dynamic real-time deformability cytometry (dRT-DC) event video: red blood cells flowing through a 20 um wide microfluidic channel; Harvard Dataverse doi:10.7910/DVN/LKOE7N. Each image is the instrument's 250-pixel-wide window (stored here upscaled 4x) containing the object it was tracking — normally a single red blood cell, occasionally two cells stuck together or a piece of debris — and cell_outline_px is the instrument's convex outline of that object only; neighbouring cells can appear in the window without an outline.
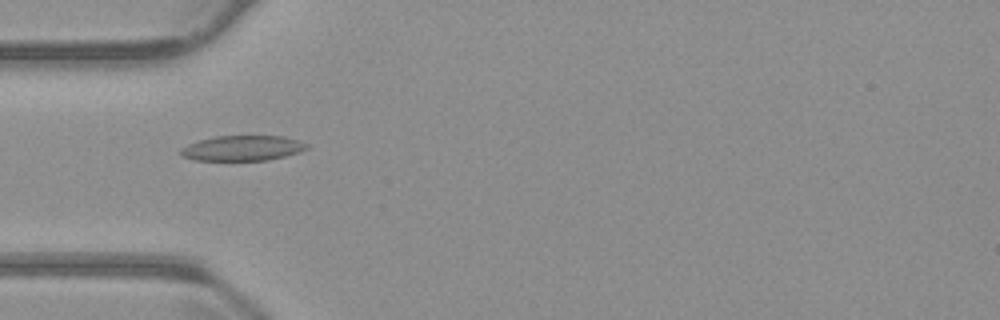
{"species": "common noctule bat (a hibernating species)", "species_latin": "Nyctalus noctula", "temperature_condition": "warm", "stored_images_in_passage": 54, "camera_frame_rate_fps": 3000, "um_per_image_px": 0.085, "animal": {"sex": "male", "body_mass_g": 23.1, "forearm_length_mm": 52.7}, "frame": {"image": 1, "passage_image": 17, "time_ms": 5.333, "image_size_px": [1000, 320], "cell_outline_px": [[308, 148], [300, 152], [268, 160], [196, 160], [184, 156], [180, 152], [180, 148], [188, 144], [200, 140], [216, 136], [284, 136], [308, 144]], "centroid_in_image_um": [20.62, 12.59], "position_along_channel_um": 64.4, "area_um2": 18.32}}
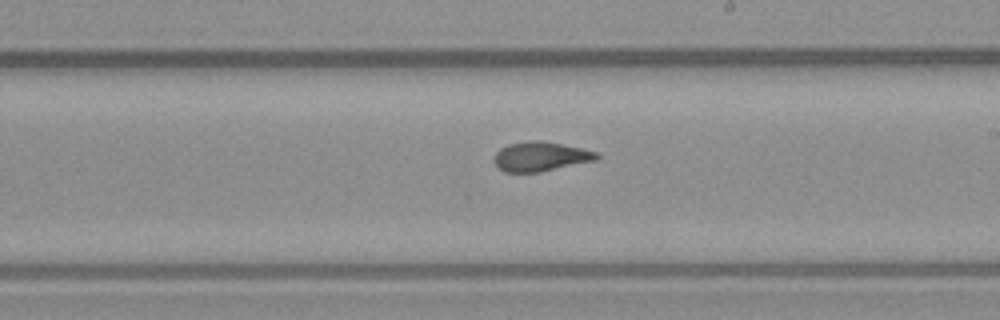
{"frame": {"image": 2, "passage_image": 31, "time_ms": 10.0, "image_size_px": [1000, 320], "cell_outline_px": [[600, 156], [596, 160], [540, 172], [504, 172], [492, 160], [496, 152], [500, 148], [508, 144], [532, 140], [540, 140], [600, 152]], "centroid_in_image_um": [45.94, 13.3], "position_along_channel_um": 243.1, "area_um2": 17.57}}
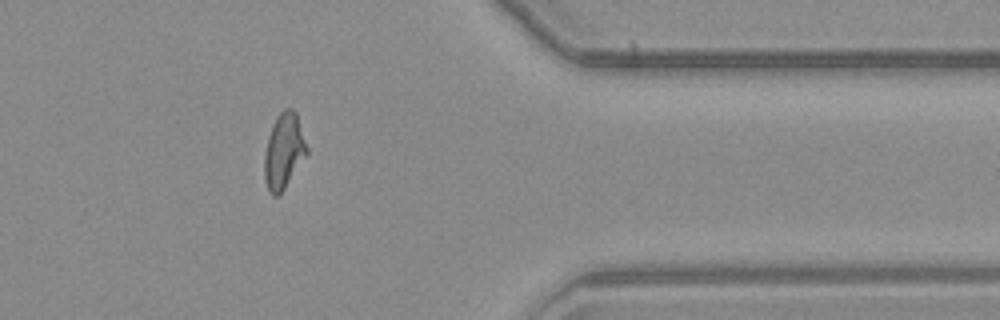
{"frame": {"image": 3, "passage_image": 44, "time_ms": 14.333, "image_size_px": [1000, 320], "cell_outline_px": [[308, 152], [280, 196], [272, 196], [264, 180], [264, 156], [268, 136], [272, 124], [276, 116], [284, 108], [292, 108], [296, 112], [308, 148]], "centroid_in_image_um": [24.11, 12.84], "position_along_channel_um": 387.3, "area_um2": 18.79}, "authors_computed_cell_mechanics": {"area_um2": 18.4382, "velocity_mm_per_s": 3.814, "shape_relaxation_time_tau1_ms": 5.8389, "shape_relaxation_time_tau2_ms": 1.3612, "deformation_change_tau1": 0.1834, "deformation_change_tau2": 0.082}}